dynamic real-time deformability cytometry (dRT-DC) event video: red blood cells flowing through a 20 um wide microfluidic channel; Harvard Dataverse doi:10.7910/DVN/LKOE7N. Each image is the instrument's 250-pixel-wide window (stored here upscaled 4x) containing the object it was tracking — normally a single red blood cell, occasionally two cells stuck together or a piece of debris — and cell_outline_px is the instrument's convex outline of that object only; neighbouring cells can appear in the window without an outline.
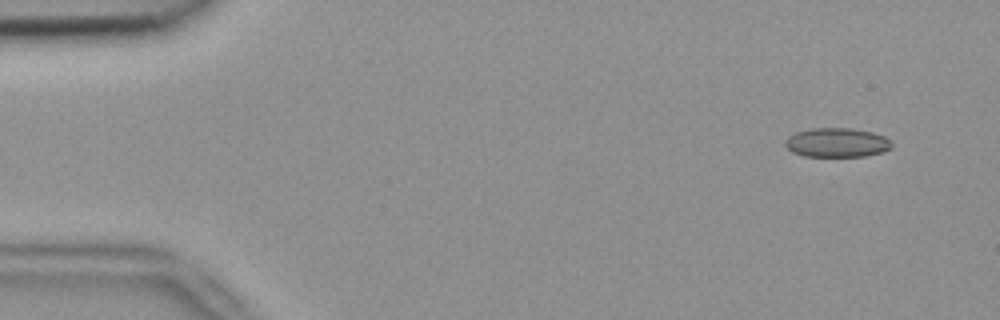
{"species": "common noctule bat (a hibernating species)", "species_latin": "Nyctalus noctula", "temperature_condition": "room temperature", "stored_images_in_passage": 4, "camera_frame_rate_fps": 3000, "um_per_image_px": 0.085, "animal": {"sex": "female", "body_mass_g": 18.4}, "frame": {"image": 1, "passage_image": 1, "time_ms": 0.0, "image_size_px": [1000, 320], "cell_outline_px": [[892, 148], [884, 152], [864, 156], [804, 156], [792, 152], [784, 144], [784, 140], [788, 136], [796, 132], [812, 128], [852, 128], [872, 132], [884, 136], [892, 140]], "centroid_in_image_um": [71.15, 12.11], "position_along_channel_um": 13.8, "area_um2": 18.32}}
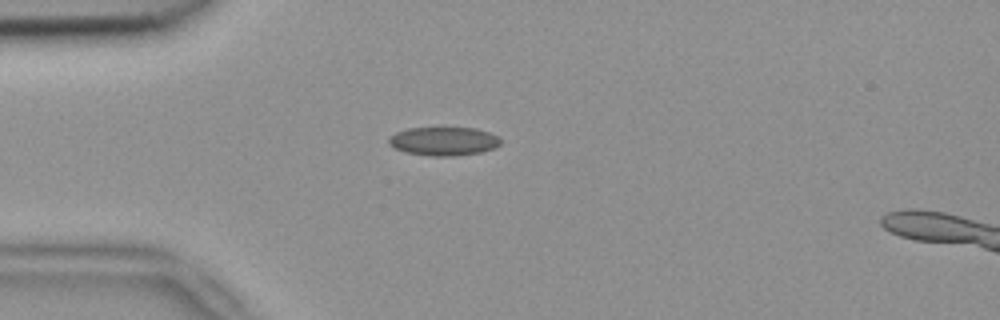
{"frame": {"image": 2, "passage_image": 4, "time_ms": 1.0, "image_size_px": [1000, 320], "cell_outline_px": [[500, 144], [496, 148], [480, 152], [452, 156], [432, 156], [404, 152], [388, 144], [388, 136], [396, 132], [408, 128], [440, 124], [476, 128], [500, 136]], "centroid_in_image_um": [37.7, 11.94], "position_along_channel_um": 47.3, "area_um2": 19.71}}